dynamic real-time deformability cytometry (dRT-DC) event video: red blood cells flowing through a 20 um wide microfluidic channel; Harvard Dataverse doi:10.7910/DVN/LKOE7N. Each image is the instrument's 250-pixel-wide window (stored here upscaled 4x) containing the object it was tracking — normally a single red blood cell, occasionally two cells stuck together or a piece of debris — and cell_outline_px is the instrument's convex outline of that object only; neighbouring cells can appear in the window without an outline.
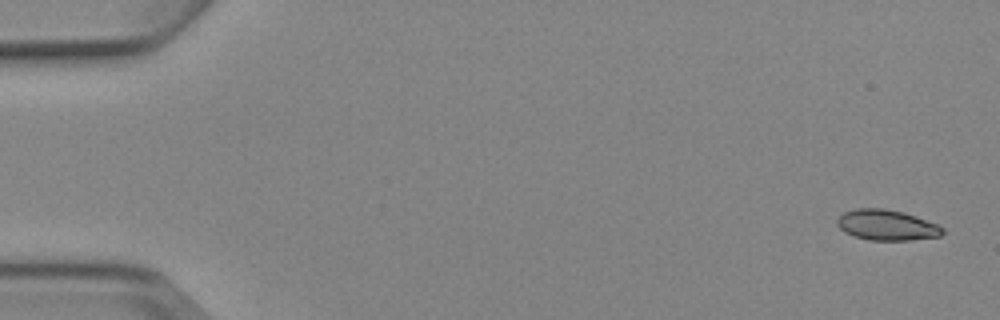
{"species": "Egyptian fruit bat (a non-hibernating species)", "species_latin": "Rousettus aegyptiacus", "temperature_condition": "cold", "stored_images_in_passage": 6, "camera_frame_rate_fps": 3000, "um_per_image_px": 0.085, "animal": {"sex": "female"}, "frame": {"image": 1, "passage_image": 1, "time_ms": 0.0, "image_size_px": [1000, 320], "cell_outline_px": [[944, 232], [940, 236], [908, 240], [868, 240], [844, 232], [836, 224], [836, 220], [844, 212], [856, 208], [884, 208], [904, 212], [916, 216], [936, 224], [944, 228]], "centroid_in_image_um": [75.36, 19.12], "position_along_channel_um": 9.6, "area_um2": 18.73}}